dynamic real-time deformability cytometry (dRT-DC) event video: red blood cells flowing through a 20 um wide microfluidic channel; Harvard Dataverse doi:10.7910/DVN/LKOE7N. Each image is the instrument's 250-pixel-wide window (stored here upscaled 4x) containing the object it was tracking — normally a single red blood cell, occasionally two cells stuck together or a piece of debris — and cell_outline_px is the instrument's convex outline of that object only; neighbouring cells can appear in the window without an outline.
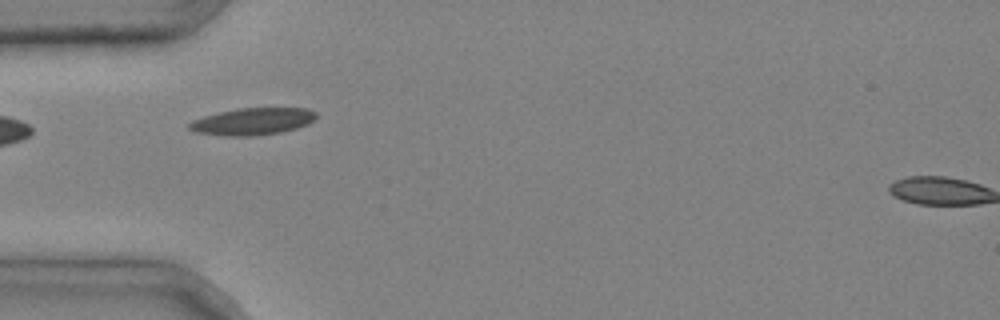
{"species": "common noctule bat (a hibernating species)", "species_latin": "Nyctalus noctula", "temperature_condition": "cold", "stored_images_in_passage": 4, "camera_frame_rate_fps": 3000, "um_per_image_px": 0.085, "animal": {"sex": "male", "body_mass_g": 20.4}, "frame": {"image": 1, "passage_image": 3, "time_ms": 0.667, "image_size_px": [1000, 320], "cell_outline_px": [[316, 116], [308, 124], [296, 128], [280, 132], [252, 136], [220, 136], [192, 132], [188, 128], [188, 124], [192, 120], [204, 116], [236, 108], [308, 108], [316, 112]], "centroid_in_image_um": [21.41, 10.33], "position_along_channel_um": 63.6, "area_um2": 20.11}}